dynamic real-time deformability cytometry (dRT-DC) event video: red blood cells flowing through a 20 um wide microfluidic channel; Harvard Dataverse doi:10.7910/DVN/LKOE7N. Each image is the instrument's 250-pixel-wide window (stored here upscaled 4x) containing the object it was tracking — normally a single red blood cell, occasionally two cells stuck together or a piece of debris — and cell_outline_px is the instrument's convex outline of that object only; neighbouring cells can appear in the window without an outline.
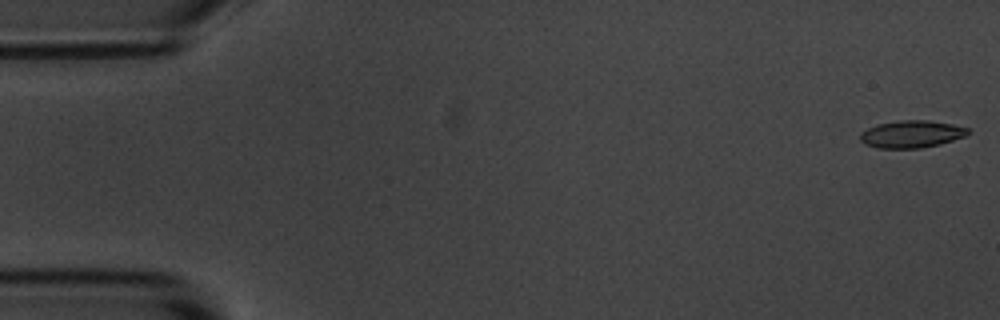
{"species": "common noctule bat (a hibernating species)", "species_latin": "Nyctalus noctula", "temperature_condition": "room temperature", "stored_images_in_passage": 13, "camera_frame_rate_fps": 3000, "um_per_image_px": 0.085, "animal": {"sex": "male", "body_mass_g": 20.1, "forearm_length_mm": 53.5}, "frame": {"image": 1, "passage_image": 1, "time_ms": 0.0, "image_size_px": [1000, 320], "cell_outline_px": [[968, 136], [940, 144], [920, 148], [876, 148], [864, 144], [860, 140], [860, 132], [876, 124], [900, 120], [928, 120], [952, 124], [968, 128]], "centroid_in_image_um": [77.46, 11.4], "position_along_channel_um": 7.5, "area_um2": 17.28}}
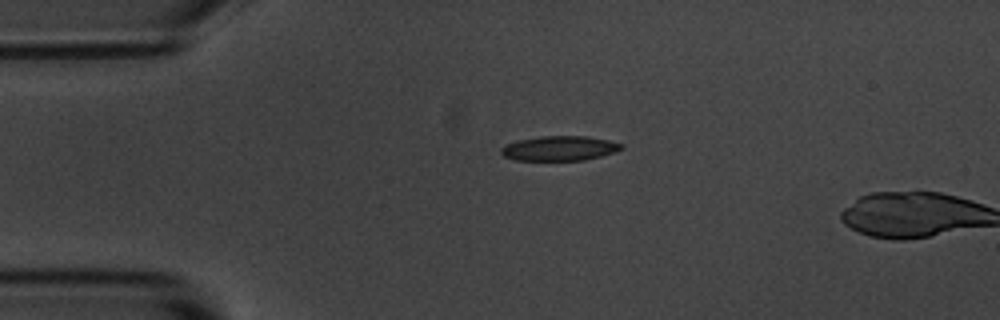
{"frame": {"image": 2, "passage_image": 12, "time_ms": 3.667, "image_size_px": [1000, 320], "cell_outline_px": [[624, 148], [600, 156], [584, 160], [516, 160], [504, 156], [500, 152], [500, 148], [504, 144], [516, 140], [540, 136], [588, 136], [608, 140], [624, 144]], "centroid_in_image_um": [47.52, 12.6], "position_along_channel_um": 37.5, "area_um2": 17.4}}